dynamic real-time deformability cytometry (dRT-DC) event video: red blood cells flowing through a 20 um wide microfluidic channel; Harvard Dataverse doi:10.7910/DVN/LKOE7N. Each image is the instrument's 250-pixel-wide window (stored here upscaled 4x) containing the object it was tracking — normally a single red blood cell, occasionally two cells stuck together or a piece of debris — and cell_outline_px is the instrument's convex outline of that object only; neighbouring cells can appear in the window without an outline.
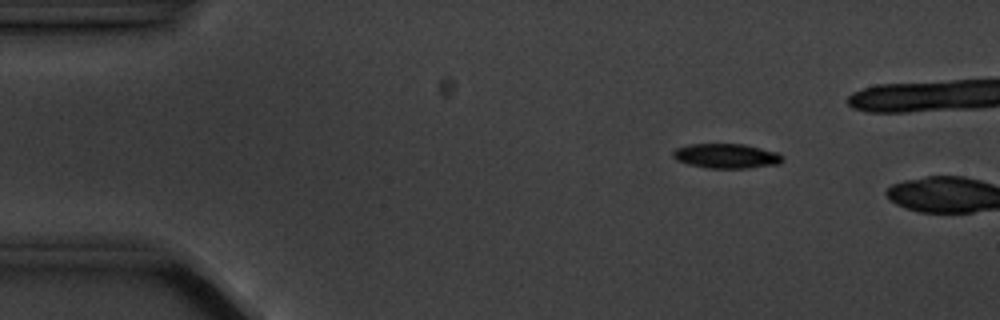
{"species": "common noctule bat (a hibernating species)", "species_latin": "Nyctalus noctula", "temperature_condition": "cold", "stored_images_in_passage": 3, "camera_frame_rate_fps": 3000, "um_per_image_px": 0.085, "animal": {"sex": "male", "body_mass_g": 20.1, "forearm_length_mm": 53.5}, "frame": {"image": 1, "passage_image": 2, "time_ms": 1.0, "image_size_px": [1000, 320], "cell_outline_px": [[784, 160], [780, 164], [748, 168], [708, 168], [688, 164], [676, 160], [672, 156], [672, 152], [676, 148], [688, 144], [744, 144], [776, 152], [784, 156]], "centroid_in_image_um": [61.74, 13.26], "position_along_channel_um": 23.3, "area_um2": 15.84}}